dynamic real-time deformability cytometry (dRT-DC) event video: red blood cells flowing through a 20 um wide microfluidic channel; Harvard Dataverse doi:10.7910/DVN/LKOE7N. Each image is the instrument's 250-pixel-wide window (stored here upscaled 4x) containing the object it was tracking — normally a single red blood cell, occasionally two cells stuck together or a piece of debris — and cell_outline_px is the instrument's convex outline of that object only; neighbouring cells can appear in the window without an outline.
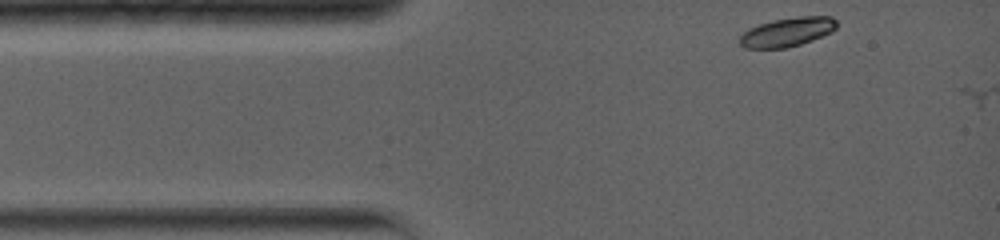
{"species": "common noctule bat (a hibernating species)", "species_latin": "Nyctalus noctula", "temperature_condition": "warm", "stored_images_in_passage": 2, "camera_frame_rate_fps": 5000, "um_per_image_px": 0.085, "animal": {"sex": "female", "body_mass_g": 19.0, "forearm_length_mm": 56.7}, "frame": {"image": 1, "passage_image": 1, "time_ms": 0.0, "image_size_px": [1000, 240], "cell_outline_px": [[836, 28], [832, 32], [812, 40], [788, 48], [744, 48], [740, 44], [740, 36], [748, 28], [772, 20], [800, 16], [832, 16], [836, 20]], "centroid_in_image_um": [66.92, 2.72], "position_along_channel_um": 18.1, "area_um2": 16.42}}